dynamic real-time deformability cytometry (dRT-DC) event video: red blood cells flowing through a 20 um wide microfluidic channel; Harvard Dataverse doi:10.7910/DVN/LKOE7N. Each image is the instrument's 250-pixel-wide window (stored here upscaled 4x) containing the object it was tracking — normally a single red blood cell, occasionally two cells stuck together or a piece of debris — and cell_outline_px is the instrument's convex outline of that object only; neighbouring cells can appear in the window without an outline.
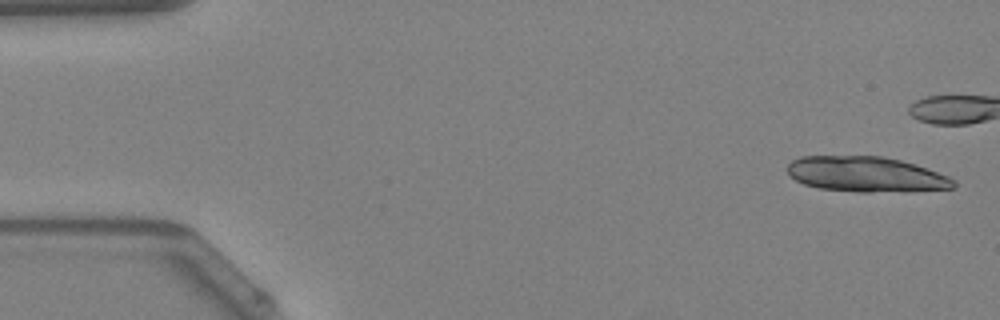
{"species": "Egyptian fruit bat (a non-hibernating species)", "species_latin": "Rousettus aegyptiacus", "temperature_condition": "warm", "stored_images_in_passage": 17, "camera_frame_rate_fps": 3000, "um_per_image_px": 0.085, "animal": {"sex": "female"}, "frame": {"image": 1, "passage_image": 1, "time_ms": 0.0, "image_size_px": [1000, 320], "cell_outline_px": [[956, 188], [868, 192], [860, 192], [820, 188], [804, 184], [796, 180], [788, 172], [788, 164], [792, 160], [800, 156], [884, 156], [916, 164], [948, 176], [956, 180]], "centroid_in_image_um": [73.62, 14.8], "position_along_channel_um": 11.4, "area_um2": 33.93}}